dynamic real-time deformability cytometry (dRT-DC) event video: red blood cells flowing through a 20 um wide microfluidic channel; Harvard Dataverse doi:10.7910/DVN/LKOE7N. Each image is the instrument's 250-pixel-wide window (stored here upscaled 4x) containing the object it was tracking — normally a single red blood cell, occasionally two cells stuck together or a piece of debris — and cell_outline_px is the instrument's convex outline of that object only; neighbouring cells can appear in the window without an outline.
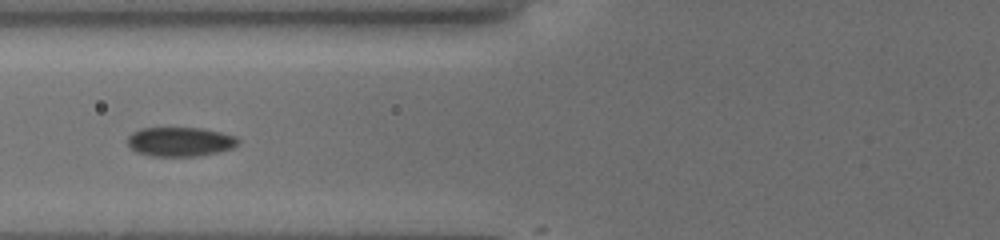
{"species": "common noctule bat (a hibernating species)", "species_latin": "Nyctalus noctula", "temperature_condition": "cold", "stored_images_in_passage": 5, "camera_frame_rate_fps": 3000, "um_per_image_px": 0.085, "animal": {"sex": "female", "body_mass_g": 19.5, "forearm_length_mm": 54.1}, "frame": {"image": 1, "passage_image": 3, "time_ms": 1.333, "image_size_px": [1000, 240], "cell_outline_px": [[240, 140], [232, 148], [220, 152], [196, 156], [148, 156], [136, 152], [128, 144], [128, 136], [132, 132], [140, 128], [200, 128], [220, 132], [236, 136]], "centroid_in_image_um": [15.3, 12.05], "position_along_channel_um": 110.5, "area_um2": 18.9}}